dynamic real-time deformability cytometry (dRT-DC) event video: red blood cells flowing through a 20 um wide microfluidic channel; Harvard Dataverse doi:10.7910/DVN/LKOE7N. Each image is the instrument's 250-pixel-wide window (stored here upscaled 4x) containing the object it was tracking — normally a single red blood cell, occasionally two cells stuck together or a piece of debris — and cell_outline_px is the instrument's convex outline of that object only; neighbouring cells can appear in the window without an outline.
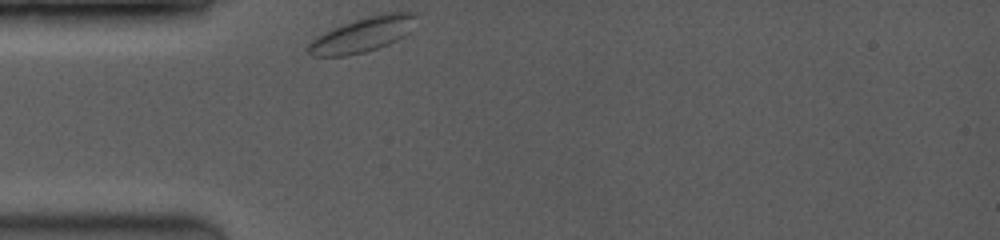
{"species": "common noctule bat (a hibernating species)", "species_latin": "Nyctalus noctula", "temperature_condition": "room temperature", "stored_images_in_passage": 23, "camera_frame_rate_fps": 3500, "um_per_image_px": 0.085, "animal": {"sex": "female", "body_mass_g": 19.0, "forearm_length_mm": 53.3}, "frame": {"image": 1, "passage_image": 1, "time_ms": 0.0, "image_size_px": [1000, 240], "cell_outline_px": [[416, 16], [408, 32], [396, 40], [388, 44], [364, 52], [348, 56], [312, 56], [304, 48], [316, 36], [332, 28], [356, 20], [384, 12], [416, 12]], "centroid_in_image_um": [30.75, 2.96], "position_along_channel_um": 54.2, "area_um2": 21.56}}
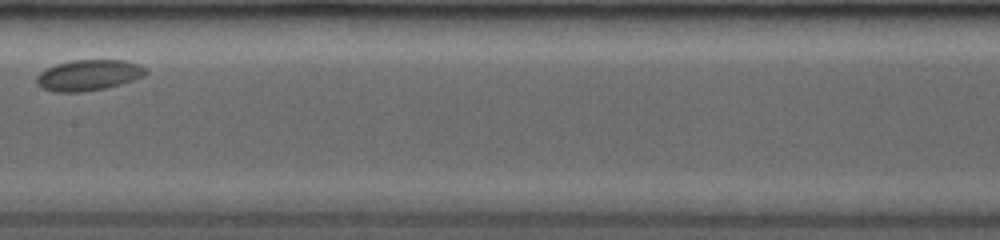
{"frame": {"image": 2, "passage_image": 8, "time_ms": 4.286, "image_size_px": [1000, 240], "cell_outline_px": [[148, 72], [144, 76], [120, 84], [104, 88], [80, 92], [56, 92], [44, 88], [36, 84], [36, 76], [44, 68], [56, 64], [72, 60], [124, 60], [140, 64], [148, 68]], "centroid_in_image_um": [7.53, 6.37], "position_along_channel_um": 199.9, "area_um2": 19.71}}
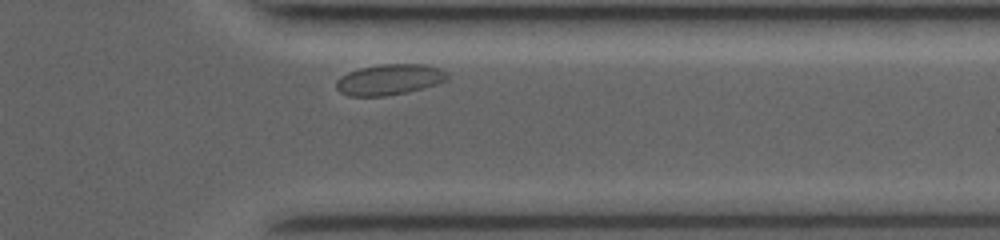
{"frame": {"image": 3, "passage_image": 21, "time_ms": 9.143, "image_size_px": [1000, 240], "cell_outline_px": [[448, 76], [444, 80], [436, 84], [408, 92], [384, 96], [348, 96], [340, 92], [336, 88], [336, 80], [340, 76], [348, 72], [360, 68], [380, 64], [428, 64], [440, 68], [448, 72]], "centroid_in_image_um": [33.08, 6.75], "position_along_channel_um": 378.3, "area_um2": 20.0}}